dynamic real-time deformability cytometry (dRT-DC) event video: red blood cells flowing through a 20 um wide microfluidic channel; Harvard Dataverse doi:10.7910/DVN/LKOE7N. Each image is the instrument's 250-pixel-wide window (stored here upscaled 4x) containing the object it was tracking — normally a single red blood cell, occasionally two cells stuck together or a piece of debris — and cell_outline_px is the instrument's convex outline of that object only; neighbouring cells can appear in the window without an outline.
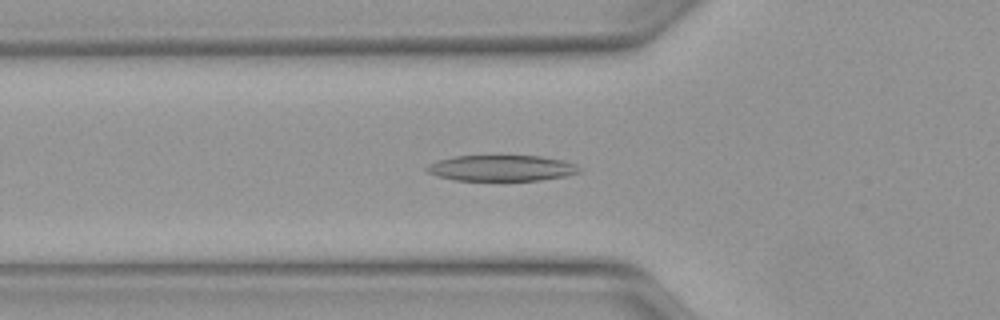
{"species": "Egyptian fruit bat (a non-hibernating species)", "species_latin": "Rousettus aegyptiacus", "temperature_condition": "warm", "stored_images_in_passage": 32, "camera_frame_rate_fps": 3000, "um_per_image_px": 0.085, "animal": {"sex": "female"}, "frame": {"image": 1, "passage_image": 10, "time_ms": 3.0, "image_size_px": [1000, 320], "cell_outline_px": [[580, 172], [564, 176], [540, 180], [456, 180], [436, 176], [428, 172], [424, 168], [428, 164], [436, 160], [456, 156], [540, 156], [564, 160], [576, 164], [580, 168]], "centroid_in_image_um": [42.61, 14.28], "position_along_channel_um": 83.2, "area_um2": 23.0}}
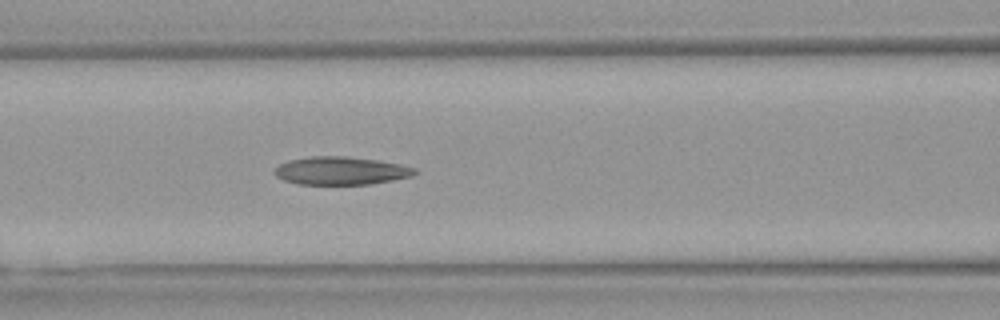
{"frame": {"image": 2, "passage_image": 14, "time_ms": 4.333, "image_size_px": [1000, 320], "cell_outline_px": [[420, 172], [412, 176], [372, 184], [300, 184], [284, 180], [276, 176], [272, 172], [280, 164], [288, 160], [312, 156], [348, 156], [380, 160], [400, 164], [416, 168]], "centroid_in_image_um": [29.01, 14.5], "position_along_channel_um": 137.6, "area_um2": 23.06}}